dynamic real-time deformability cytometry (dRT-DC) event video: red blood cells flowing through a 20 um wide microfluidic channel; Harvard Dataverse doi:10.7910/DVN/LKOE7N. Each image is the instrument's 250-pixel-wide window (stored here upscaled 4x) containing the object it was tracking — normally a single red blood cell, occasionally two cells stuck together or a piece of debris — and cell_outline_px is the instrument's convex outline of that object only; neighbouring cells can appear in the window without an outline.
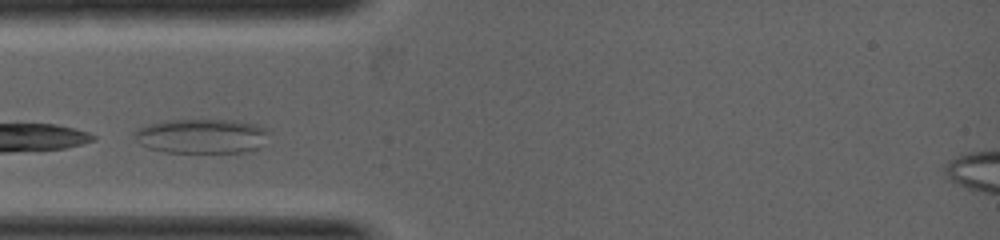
{"species": "common noctule bat (a hibernating species)", "species_latin": "Nyctalus noctula", "temperature_condition": "warm", "stored_images_in_passage": 3, "camera_frame_rate_fps": 5000, "um_per_image_px": 0.085, "animal": {"sex": "female", "body_mass_g": 19.0, "forearm_length_mm": 53.3}, "frame": {"image": 1, "passage_image": 2, "time_ms": 0.2, "image_size_px": [1000, 240], "cell_outline_px": [[268, 132], [256, 148], [240, 152], [164, 152], [148, 148], [140, 144], [132, 136], [132, 132], [148, 124], [164, 120], [232, 120], [256, 124], [264, 128]], "centroid_in_image_um": [17.03, 11.56], "position_along_channel_um": 68.0, "area_um2": 26.76}}